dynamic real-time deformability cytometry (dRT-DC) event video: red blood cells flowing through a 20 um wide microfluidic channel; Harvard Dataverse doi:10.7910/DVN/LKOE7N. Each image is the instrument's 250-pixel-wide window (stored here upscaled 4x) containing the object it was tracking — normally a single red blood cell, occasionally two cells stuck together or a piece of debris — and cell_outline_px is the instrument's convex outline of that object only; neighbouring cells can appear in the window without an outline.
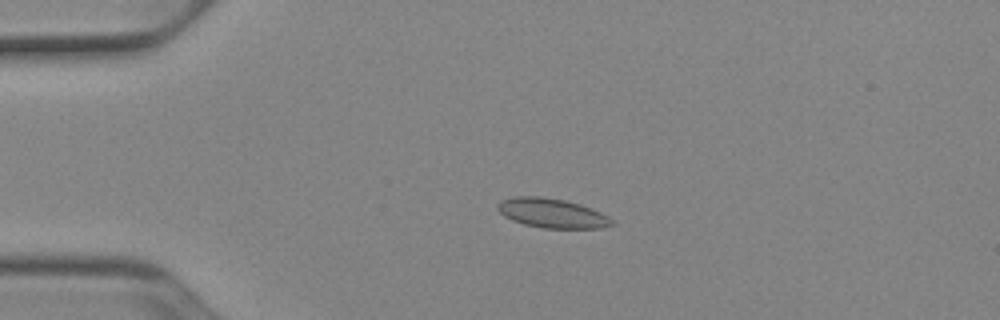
{"species": "Egyptian fruit bat (a non-hibernating species)", "species_latin": "Rousettus aegyptiacus", "temperature_condition": "cold", "stored_images_in_passage": 53, "camera_frame_rate_fps": 3000, "um_per_image_px": 0.085, "animal": {"sex": "female"}, "frame": {"image": 1, "passage_image": 13, "time_ms": 4.0, "image_size_px": [1000, 320], "cell_outline_px": [[616, 224], [600, 228], [544, 228], [524, 224], [512, 220], [504, 216], [496, 208], [496, 204], [500, 200], [512, 196], [540, 196], [564, 200], [580, 204], [592, 208], [608, 216]], "centroid_in_image_um": [46.89, 18.11], "position_along_channel_um": 38.1, "area_um2": 19.71}}
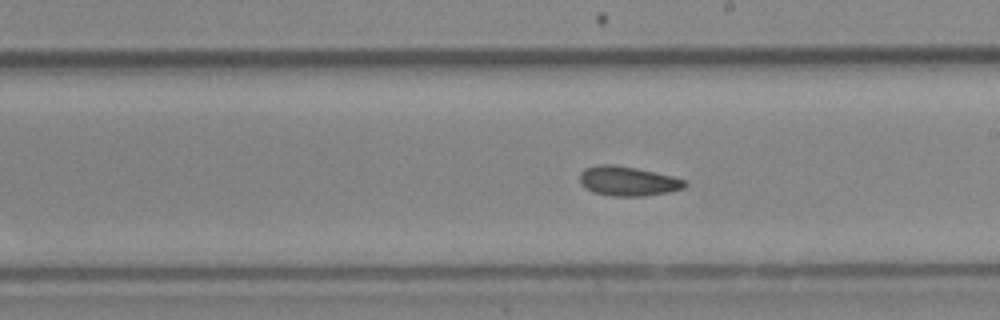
{"frame": {"image": 2, "passage_image": 31, "time_ms": 10.0, "image_size_px": [1000, 320], "cell_outline_px": [[688, 184], [684, 188], [668, 192], [644, 196], [612, 196], [592, 192], [584, 188], [580, 184], [580, 172], [584, 168], [596, 164], [612, 164], [636, 168], [672, 176], [688, 180]], "centroid_in_image_um": [53.35, 15.39], "position_along_channel_um": 235.6, "area_um2": 18.32}}
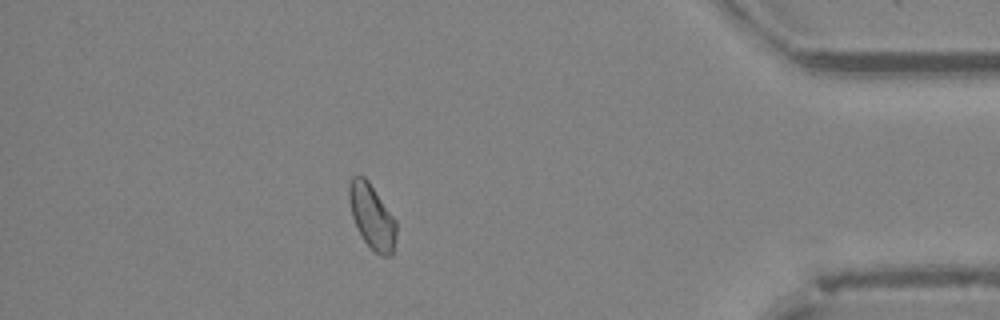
{"frame": {"image": 3, "passage_image": 47, "time_ms": 15.333, "image_size_px": [1000, 320], "cell_outline_px": [[396, 232], [392, 256], [380, 256], [364, 240], [356, 228], [352, 216], [348, 200], [348, 188], [352, 176], [360, 172], [368, 180], [396, 220]], "centroid_in_image_um": [31.59, 18.36], "position_along_channel_um": 403.6, "area_um2": 17.92}, "authors_computed_cell_mechanics": {"area_um2": 18.207, "velocity_mm_per_s": 3.9011, "shape_relaxation_time_tau1_ms": null, "shape_relaxation_time_tau2_ms": 9.1677, "deformation_change_tau1": null, "deformation_change_tau2": 0.0894}}